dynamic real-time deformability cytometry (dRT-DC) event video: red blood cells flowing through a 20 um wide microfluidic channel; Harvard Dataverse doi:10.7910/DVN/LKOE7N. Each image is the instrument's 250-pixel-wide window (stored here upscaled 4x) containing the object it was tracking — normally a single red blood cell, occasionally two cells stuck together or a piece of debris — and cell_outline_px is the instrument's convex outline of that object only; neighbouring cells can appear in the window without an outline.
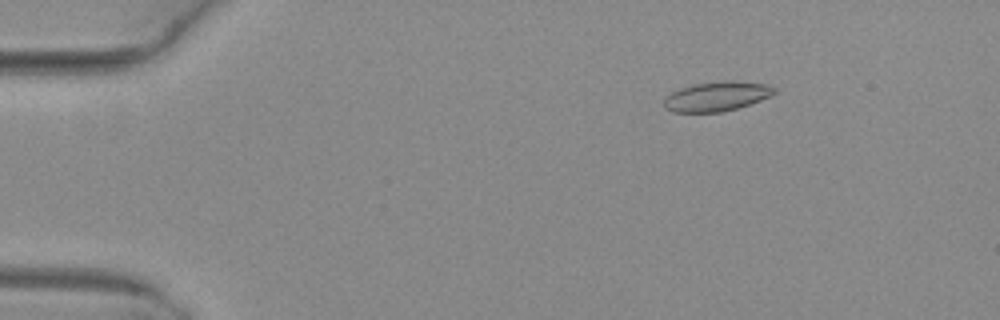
{"species": "common noctule bat (a hibernating species)", "species_latin": "Nyctalus noctula", "temperature_condition": "warm", "stored_images_in_passage": 6, "camera_frame_rate_fps": 3000, "um_per_image_px": 0.085, "animal": {"sex": "female", "body_mass_g": 29.2, "forearm_length_mm": 56.3}, "frame": {"image": 1, "passage_image": 3, "time_ms": 0.667, "image_size_px": [1000, 320], "cell_outline_px": [[776, 92], [760, 100], [736, 108], [720, 112], [672, 112], [664, 108], [664, 100], [672, 92], [680, 88], [696, 84], [720, 80], [736, 80], [768, 84], [776, 88]], "centroid_in_image_um": [60.93, 8.17], "position_along_channel_um": 24.1, "area_um2": 18.96}}
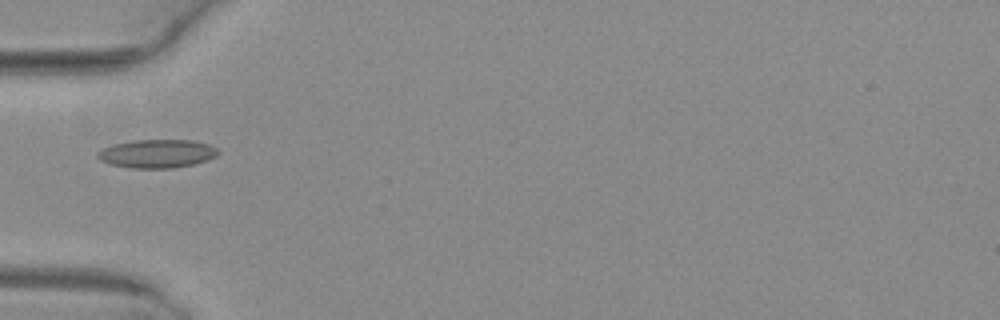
{"frame": {"image": 2, "passage_image": 5, "time_ms": 1.333, "image_size_px": [1000, 320], "cell_outline_px": [[220, 152], [216, 156], [208, 160], [192, 164], [172, 168], [132, 168], [112, 164], [100, 160], [96, 156], [96, 152], [104, 148], [116, 144], [132, 140], [192, 140], [208, 144], [216, 148]], "centroid_in_image_um": [13.36, 13.06], "position_along_channel_um": 71.6, "area_um2": 19.83}}
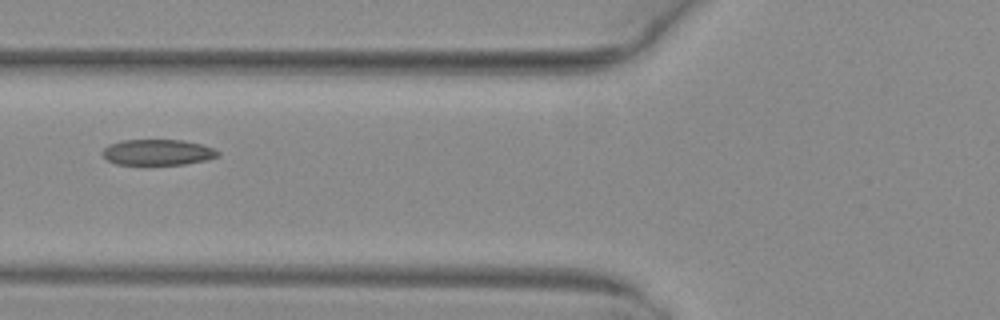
{"frame": {"image": 3, "passage_image": 6, "time_ms": 1.667, "image_size_px": [1000, 320], "cell_outline_px": [[220, 156], [208, 160], [184, 164], [116, 164], [108, 160], [104, 156], [104, 148], [108, 144], [124, 140], [184, 140], [204, 144], [220, 152]], "centroid_in_image_um": [13.47, 12.94], "position_along_channel_um": 112.3, "area_um2": 17.34}}